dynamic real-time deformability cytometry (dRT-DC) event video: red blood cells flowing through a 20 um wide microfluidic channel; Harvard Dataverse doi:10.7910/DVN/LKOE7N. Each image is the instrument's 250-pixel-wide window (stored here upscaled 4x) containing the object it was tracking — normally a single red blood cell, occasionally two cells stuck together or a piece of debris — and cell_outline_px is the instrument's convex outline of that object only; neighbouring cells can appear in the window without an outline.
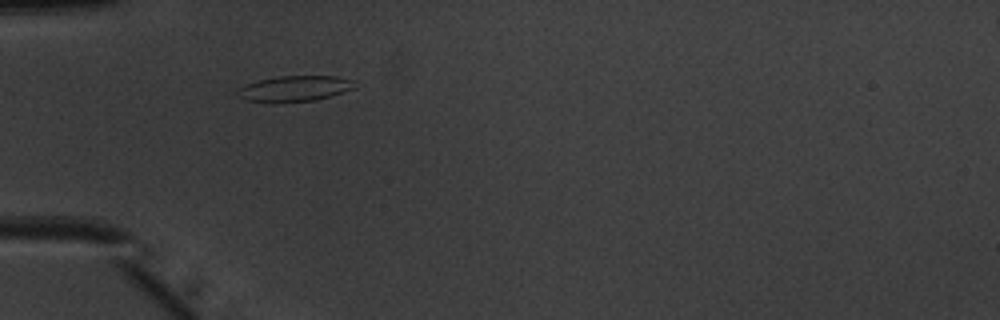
{"species": "common noctule bat (a hibernating species)", "species_latin": "Nyctalus noctula", "temperature_condition": "warm", "stored_images_in_passage": 37, "camera_frame_rate_fps": 3000, "um_per_image_px": 0.085, "animal": {"sex": "male", "body_mass_g": 20.1, "forearm_length_mm": 53.5}, "frame": {"image": 1, "passage_image": 2, "time_ms": 0.333, "image_size_px": [1000, 320], "cell_outline_px": [[356, 88], [316, 100], [276, 104], [272, 104], [244, 100], [236, 96], [236, 88], [260, 80], [280, 76], [336, 76], [352, 80]], "centroid_in_image_um": [24.96, 7.56], "position_along_channel_um": 60.0, "area_um2": 17.92}}
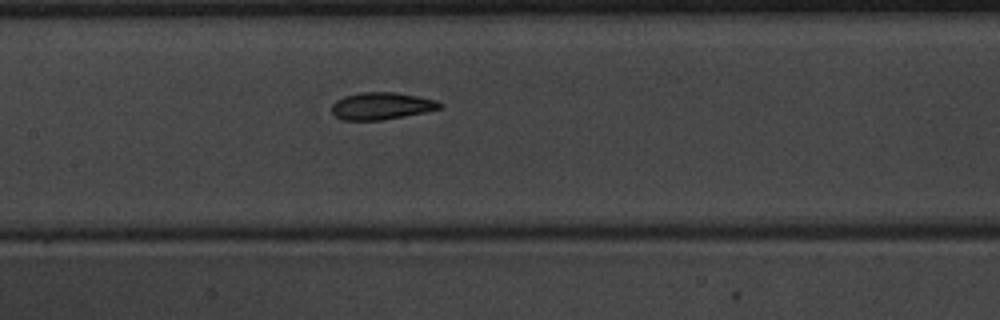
{"frame": {"image": 2, "passage_image": 11, "time_ms": 3.333, "image_size_px": [1000, 320], "cell_outline_px": [[444, 108], [424, 112], [380, 120], [344, 120], [336, 116], [332, 112], [332, 104], [336, 100], [344, 96], [360, 92], [392, 92], [416, 96], [436, 100], [444, 104]], "centroid_in_image_um": [32.43, 9.0], "position_along_channel_um": 175.0, "area_um2": 16.99}}
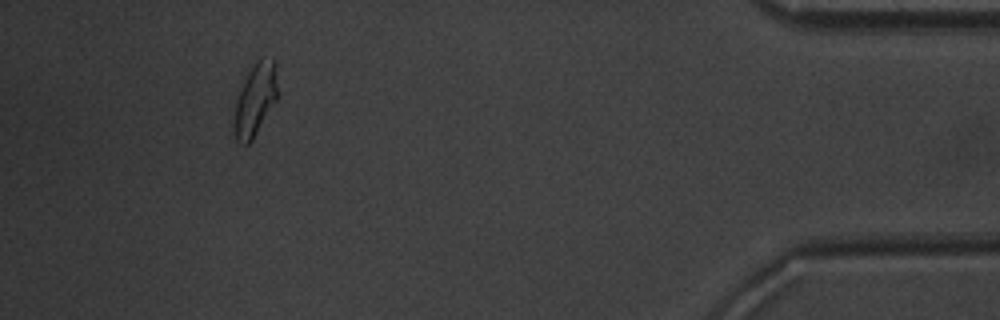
{"frame": {"image": 3, "passage_image": 33, "time_ms": 10.667, "image_size_px": [1000, 320], "cell_outline_px": [[276, 100], [252, 140], [248, 144], [240, 144], [236, 140], [232, 124], [236, 100], [240, 80], [256, 60], [272, 60], [276, 64]], "centroid_in_image_um": [21.62, 8.48], "position_along_channel_um": 413.6, "area_um2": 18.5}, "authors_computed_cell_mechanics": {"area_um2": 17.629, "velocity_mm_per_s": 4.0083, "shape_relaxation_time_tau1_ms": 3.0391, "shape_relaxation_time_tau2_ms": 1.7027, "deformation_change_tau1": 0.1316, "deformation_change_tau2": 0.0727}}